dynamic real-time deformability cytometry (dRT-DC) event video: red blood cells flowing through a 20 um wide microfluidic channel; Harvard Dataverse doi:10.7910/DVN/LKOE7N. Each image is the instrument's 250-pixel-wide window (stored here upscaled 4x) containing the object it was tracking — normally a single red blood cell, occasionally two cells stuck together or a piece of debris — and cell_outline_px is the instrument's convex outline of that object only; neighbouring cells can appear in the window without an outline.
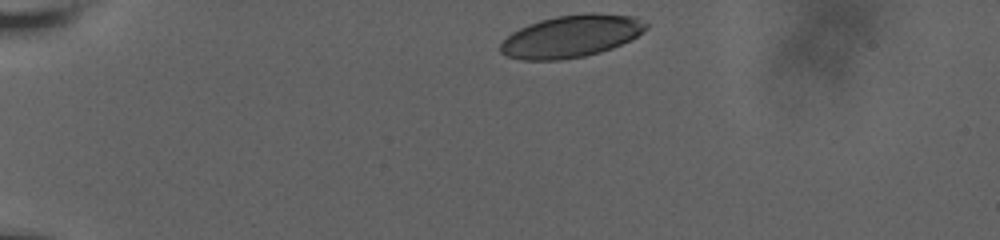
{"species": "human", "species_latin": "Homo sapiens", "temperature_condition": "room temperature", "stored_images_in_passage": 38, "camera_frame_rate_fps": 3000, "um_per_image_px": 0.085, "donor": {"sex": "male"}, "frame": {"image": 1, "passage_image": 1, "time_ms": 0.0, "image_size_px": [1000, 240], "cell_outline_px": [[648, 28], [636, 36], [612, 48], [600, 52], [584, 56], [560, 60], [520, 60], [504, 56], [500, 52], [500, 44], [512, 32], [528, 24], [540, 20], [556, 16], [588, 12], [592, 12], [636, 16], [648, 24]], "centroid_in_image_um": [48.54, 3.07], "position_along_channel_um": 36.5, "area_um2": 36.01}}
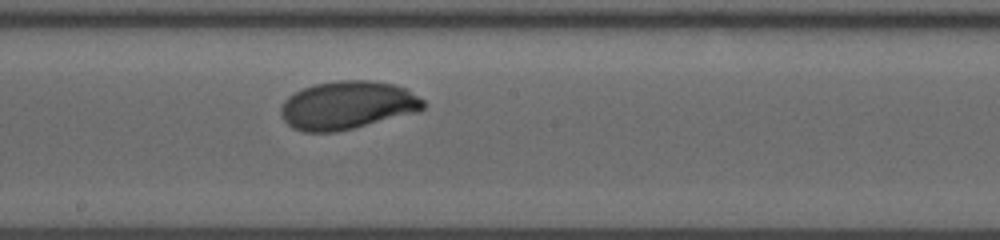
{"frame": {"image": 2, "passage_image": 22, "time_ms": 7.0, "image_size_px": [1000, 240], "cell_outline_px": [[424, 108], [416, 112], [336, 132], [304, 132], [292, 128], [284, 120], [280, 112], [280, 108], [284, 100], [288, 96], [304, 88], [316, 84], [336, 80], [372, 80], [396, 84], [408, 88], [424, 100]], "centroid_in_image_um": [29.53, 8.93], "position_along_channel_um": 218.7, "area_um2": 40.06}}
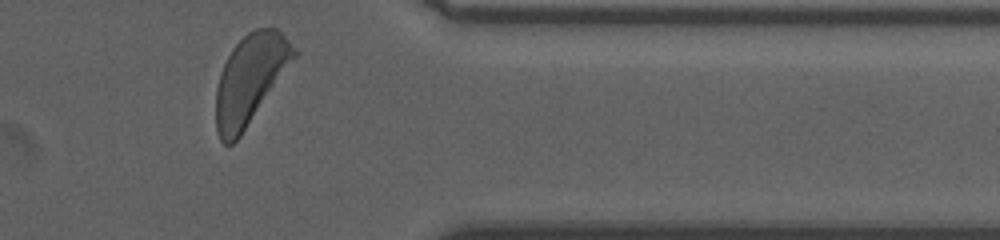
{"frame": {"image": 3, "passage_image": 37, "time_ms": 12.0, "image_size_px": [1000, 240], "cell_outline_px": [[300, 52], [240, 136], [232, 144], [224, 144], [220, 140], [216, 132], [216, 88], [220, 72], [232, 48], [248, 32], [256, 28], [276, 28]], "centroid_in_image_um": [21.26, 6.74], "position_along_channel_um": 390.1, "area_um2": 40.34}, "authors_computed_cell_mechanics": {"area_um2": 38.9572, "velocity_mm_per_s": 3.6382, "shape_relaxation_time_tau1_ms": 2.727, "shape_relaxation_time_tau2_ms": null, "deformation_change_tau1": 0.1476, "deformation_change_tau2": null}}